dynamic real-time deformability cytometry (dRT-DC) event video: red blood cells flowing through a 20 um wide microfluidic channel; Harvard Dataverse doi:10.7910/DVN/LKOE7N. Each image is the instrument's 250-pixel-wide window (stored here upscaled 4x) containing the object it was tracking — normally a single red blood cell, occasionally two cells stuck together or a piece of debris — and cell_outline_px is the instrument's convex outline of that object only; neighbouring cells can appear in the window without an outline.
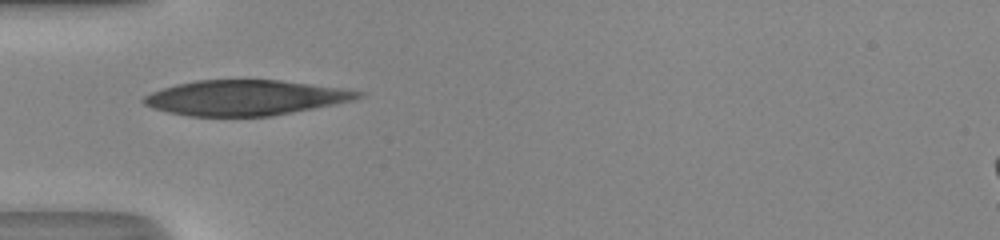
{"species": "human", "species_latin": "Homo sapiens", "temperature_condition": "room temperature", "stored_images_in_passage": 15, "camera_frame_rate_fps": 3000, "um_per_image_px": 0.085, "donor": {"sex": "male"}, "frame": {"image": 1, "passage_image": 1, "time_ms": 0.0, "image_size_px": [1000, 240], "cell_outline_px": [[364, 96], [352, 100], [336, 104], [272, 116], [188, 116], [168, 112], [152, 108], [144, 104], [140, 100], [144, 96], [152, 92], [176, 84], [196, 80], [280, 80], [340, 88], [364, 92]], "centroid_in_image_um": [20.83, 8.31], "position_along_channel_um": 64.2, "area_um2": 43.87}}
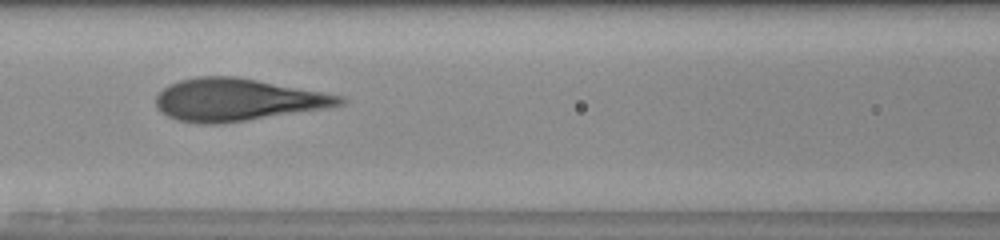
{"frame": {"image": 2, "passage_image": 7, "time_ms": 2.0, "image_size_px": [1000, 240], "cell_outline_px": [[348, 100], [344, 104], [332, 108], [248, 120], [216, 124], [200, 124], [176, 120], [160, 112], [156, 108], [156, 96], [168, 84], [180, 80], [196, 76], [232, 76], [256, 80], [344, 96]], "centroid_in_image_um": [20.19, 8.49], "position_along_channel_um": 146.4, "area_um2": 45.6}}